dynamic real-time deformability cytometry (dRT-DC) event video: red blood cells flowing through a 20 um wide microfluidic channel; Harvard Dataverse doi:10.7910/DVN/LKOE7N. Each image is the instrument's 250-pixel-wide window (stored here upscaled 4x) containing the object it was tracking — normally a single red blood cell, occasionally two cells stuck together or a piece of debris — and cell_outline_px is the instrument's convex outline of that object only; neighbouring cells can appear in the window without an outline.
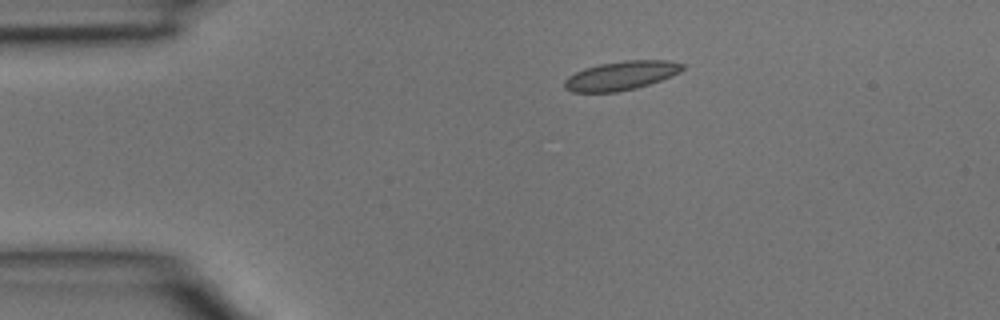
{"species": "common noctule bat (a hibernating species)", "species_latin": "Nyctalus noctula", "temperature_condition": "room temperature", "stored_images_in_passage": 4, "segment_of_instrument_passage": [1, 2], "camera_frame_rate_fps": 3000, "um_per_image_px": 0.085, "animal": {"sex": "male", "body_mass_g": 15.6}, "frame": {"image": 1, "passage_image": 2, "time_ms": 0.333, "image_size_px": [1000, 320], "cell_outline_px": [[684, 68], [680, 72], [672, 76], [636, 88], [616, 92], [572, 92], [564, 88], [564, 80], [568, 76], [584, 68], [600, 64], [624, 60], [668, 60], [684, 64]], "centroid_in_image_um": [52.78, 6.42], "position_along_channel_um": 32.2, "area_um2": 19.88}}